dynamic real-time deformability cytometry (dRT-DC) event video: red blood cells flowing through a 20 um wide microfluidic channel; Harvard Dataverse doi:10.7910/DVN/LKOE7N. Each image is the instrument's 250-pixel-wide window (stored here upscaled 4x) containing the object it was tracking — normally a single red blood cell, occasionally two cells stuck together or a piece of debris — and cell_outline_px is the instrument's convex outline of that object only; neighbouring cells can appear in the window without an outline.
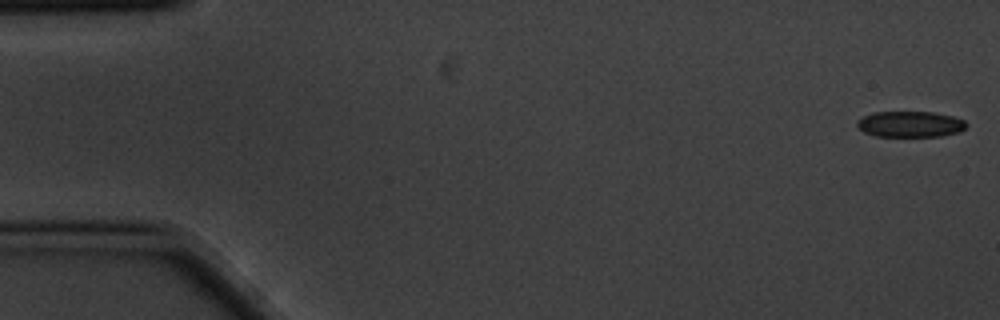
{"species": "common noctule bat (a hibernating species)", "species_latin": "Nyctalus noctula", "temperature_condition": "cold", "stored_images_in_passage": 6, "camera_frame_rate_fps": 3000, "um_per_image_px": 0.085, "animal": {"sex": "male", "body_mass_g": 20.1, "forearm_length_mm": 53.5}, "frame": {"image": 1, "passage_image": 1, "time_ms": 0.0, "image_size_px": [1000, 320], "cell_outline_px": [[968, 124], [960, 132], [940, 136], [876, 136], [864, 132], [856, 124], [864, 116], [872, 112], [932, 112], [952, 116], [964, 120]], "centroid_in_image_um": [77.39, 10.55], "position_along_channel_um": 7.6, "area_um2": 16.36}}
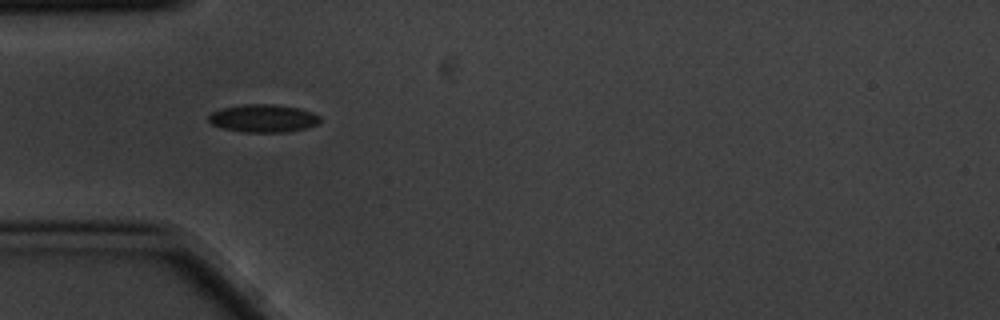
{"frame": {"image": 2, "passage_image": 5, "time_ms": 1.333, "image_size_px": [1000, 320], "cell_outline_px": [[320, 120], [316, 124], [304, 128], [284, 132], [244, 132], [224, 128], [212, 124], [208, 120], [208, 116], [212, 112], [220, 108], [244, 104], [276, 104], [300, 108], [312, 112], [320, 116]], "centroid_in_image_um": [22.36, 10.04], "position_along_channel_um": 62.6, "area_um2": 18.03}}